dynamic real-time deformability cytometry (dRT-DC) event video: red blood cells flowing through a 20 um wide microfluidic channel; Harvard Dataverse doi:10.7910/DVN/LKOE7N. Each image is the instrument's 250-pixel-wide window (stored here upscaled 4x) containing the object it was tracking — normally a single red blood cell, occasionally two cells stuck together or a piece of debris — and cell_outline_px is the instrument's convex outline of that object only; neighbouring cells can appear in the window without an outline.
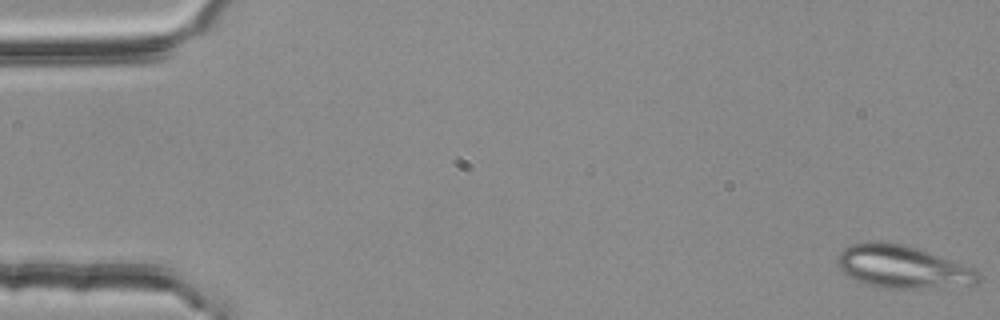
{"species": "common noctule bat (a hibernating species)", "species_latin": "Nyctalus noctula", "temperature_condition": "room temperature", "stored_images_in_passage": 4, "camera_frame_rate_fps": 3000, "um_per_image_px": 0.085, "animal": {"sex": "female", "body_mass_g": 25.1}, "frame": {"image": 1, "passage_image": 1, "time_ms": 0.0, "image_size_px": [1000, 320], "cell_outline_px": [[980, 280], [976, 284], [924, 288], [880, 288], [856, 280], [848, 276], [836, 264], [836, 252], [848, 244], [872, 240], [880, 240], [904, 244], [976, 268], [980, 276]], "centroid_in_image_um": [76.65, 22.65], "position_along_channel_um": 8.3, "area_um2": 35.55}}